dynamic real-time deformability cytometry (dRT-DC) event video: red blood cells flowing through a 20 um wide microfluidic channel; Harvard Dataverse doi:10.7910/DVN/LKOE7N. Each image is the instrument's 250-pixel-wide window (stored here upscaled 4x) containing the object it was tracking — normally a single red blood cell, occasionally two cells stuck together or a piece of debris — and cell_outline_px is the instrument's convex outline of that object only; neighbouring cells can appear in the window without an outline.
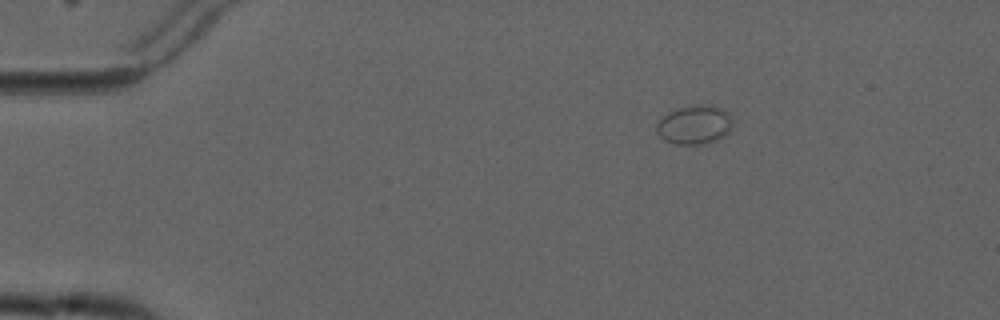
{"species": "common noctule bat (a hibernating species)", "species_latin": "Nyctalus noctula", "temperature_condition": "cold", "stored_images_in_passage": 2, "camera_frame_rate_fps": 3000, "um_per_image_px": 0.085, "animal": {"sex": "male", "forearm_length_mm": 52.5}, "frame": {"image": 1, "passage_image": 1, "time_ms": 0.0, "image_size_px": [1000, 320], "cell_outline_px": [[732, 124], [728, 132], [724, 136], [716, 140], [700, 144], [676, 144], [664, 140], [656, 132], [656, 124], [668, 112], [680, 108], [696, 104], [712, 104], [724, 108], [728, 112], [732, 120]], "centroid_in_image_um": [59.05, 10.58], "position_along_channel_um": 26.0, "area_um2": 17.34}}